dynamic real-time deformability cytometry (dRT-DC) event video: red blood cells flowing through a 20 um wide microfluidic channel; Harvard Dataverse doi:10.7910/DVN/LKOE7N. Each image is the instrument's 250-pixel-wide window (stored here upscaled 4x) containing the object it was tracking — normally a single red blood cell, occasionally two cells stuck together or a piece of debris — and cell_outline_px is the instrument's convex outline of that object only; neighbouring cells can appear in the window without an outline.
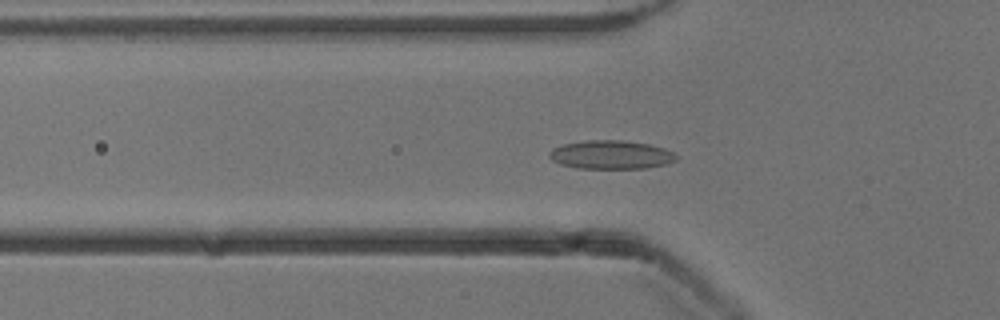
{"species": "common noctule bat (a hibernating species)", "species_latin": "Nyctalus noctula", "temperature_condition": "cold", "stored_images_in_passage": 53, "camera_frame_rate_fps": 3000, "um_per_image_px": 0.085, "animal": {"sex": "male", "body_mass_g": 13.3}, "frame": {"image": 1, "passage_image": 18, "time_ms": 5.667, "image_size_px": [1000, 320], "cell_outline_px": [[676, 160], [668, 164], [648, 168], [576, 168], [560, 164], [552, 160], [548, 156], [548, 152], [552, 148], [564, 144], [588, 140], [624, 140], [648, 144], [664, 148], [672, 152], [676, 156]], "centroid_in_image_um": [51.92, 13.15], "position_along_channel_um": 73.9, "area_um2": 21.21}}
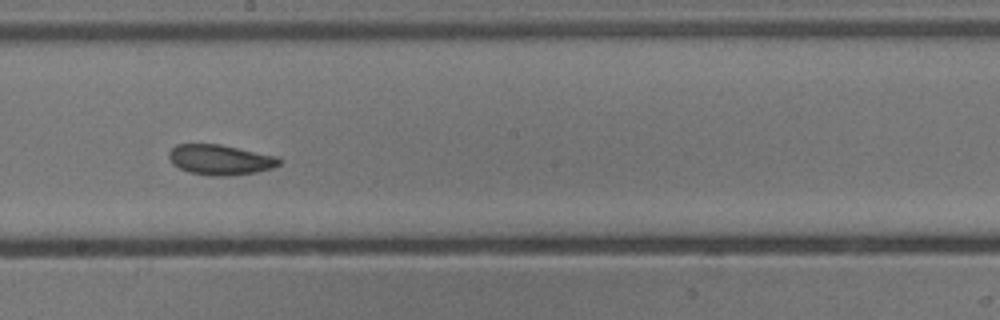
{"frame": {"image": 2, "passage_image": 30, "time_ms": 9.667, "image_size_px": [1000, 320], "cell_outline_px": [[280, 164], [272, 168], [256, 172], [228, 176], [208, 176], [188, 172], [172, 164], [168, 156], [168, 152], [176, 144], [220, 144], [276, 156], [280, 160]], "centroid_in_image_um": [18.68, 13.58], "position_along_channel_um": 229.5, "area_um2": 19.48}}
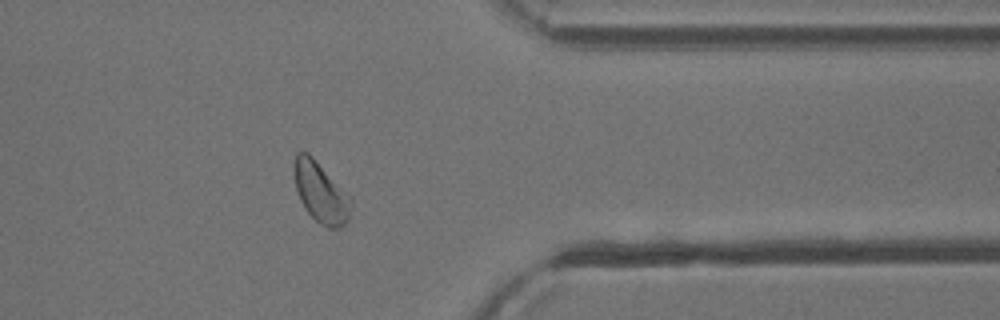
{"frame": {"image": 3, "passage_image": 43, "time_ms": 14.0, "image_size_px": [1000, 320], "cell_outline_px": [[352, 204], [348, 220], [340, 228], [328, 228], [320, 224], [308, 212], [300, 200], [296, 188], [292, 172], [292, 168], [296, 152], [308, 152], [352, 196]], "centroid_in_image_um": [27.27, 16.33], "position_along_channel_um": 384.1, "area_um2": 20.4}, "authors_computed_cell_mechanics": {"area_um2": 20.4034, "velocity_mm_per_s": 3.8762, "shape_relaxation_time_tau1_ms": 4.8362, "shape_relaxation_time_tau2_ms": 2.2915, "deformation_change_tau1": 0.0772, "deformation_change_tau2": 0.0696}}